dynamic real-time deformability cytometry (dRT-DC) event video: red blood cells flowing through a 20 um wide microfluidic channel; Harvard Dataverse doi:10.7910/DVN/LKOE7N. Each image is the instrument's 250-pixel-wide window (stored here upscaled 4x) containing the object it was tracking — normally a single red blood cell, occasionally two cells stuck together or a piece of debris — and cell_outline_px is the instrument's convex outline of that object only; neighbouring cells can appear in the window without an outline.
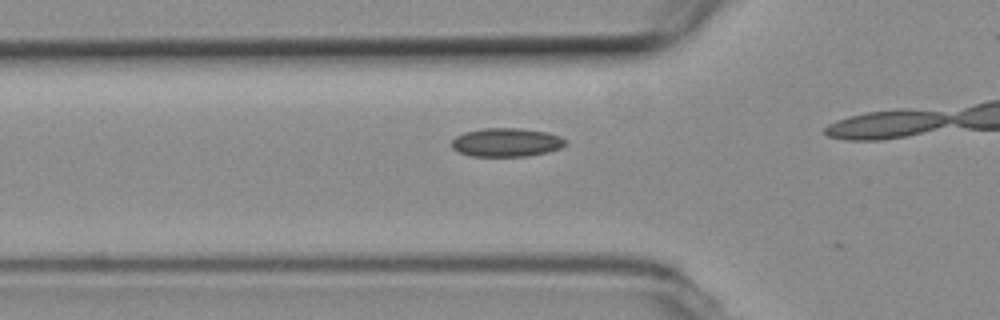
{"species": "common noctule bat (a hibernating species)", "species_latin": "Nyctalus noctula", "temperature_condition": "room temperature", "stored_images_in_passage": 12, "camera_frame_rate_fps": 3000, "um_per_image_px": 0.085, "animal": {"sex": "female", "body_mass_g": 19.3, "forearm_length_mm": 54.1}, "frame": {"image": 1, "passage_image": 10, "time_ms": 3.0, "image_size_px": [1000, 320], "cell_outline_px": [[568, 144], [560, 148], [548, 152], [528, 156], [472, 156], [460, 152], [452, 148], [452, 140], [456, 136], [464, 132], [484, 128], [520, 128], [548, 132], [560, 136], [568, 140]], "centroid_in_image_um": [43.09, 12.09], "position_along_channel_um": 82.7, "area_um2": 19.13}}